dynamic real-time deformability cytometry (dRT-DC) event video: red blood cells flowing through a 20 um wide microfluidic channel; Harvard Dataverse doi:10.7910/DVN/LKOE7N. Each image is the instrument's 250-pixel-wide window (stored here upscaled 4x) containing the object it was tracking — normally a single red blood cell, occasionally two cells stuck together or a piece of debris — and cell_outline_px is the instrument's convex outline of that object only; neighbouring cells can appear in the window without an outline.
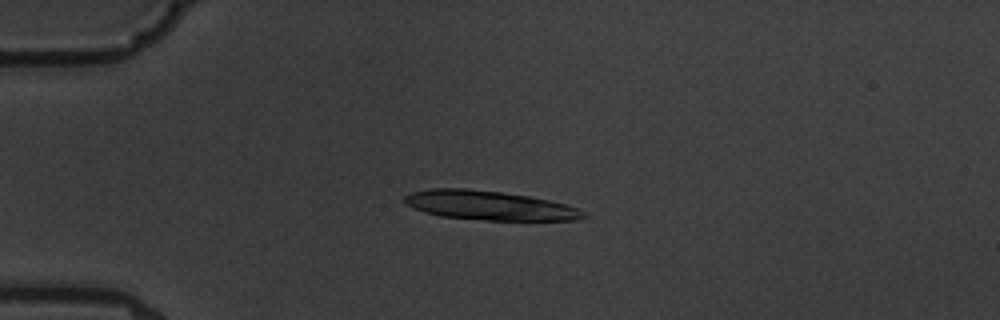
{"species": "common noctule bat (a hibernating species)", "species_latin": "Nyctalus noctula", "temperature_condition": "warm", "stored_images_in_passage": 3, "camera_frame_rate_fps": 3000, "um_per_image_px": 0.085, "animal": {"sex": "male", "body_mass_g": 19.5, "forearm_length_mm": 54.6}, "frame": {"image": 1, "passage_image": 2, "time_ms": 1.0, "image_size_px": [1000, 320], "cell_outline_px": [[588, 216], [576, 220], [488, 220], [440, 216], [424, 212], [404, 204], [404, 196], [412, 192], [432, 188], [464, 188], [500, 192], [528, 196], [548, 200], [564, 204], [588, 212]], "centroid_in_image_um": [41.59, 17.46], "position_along_channel_um": 43.4, "area_um2": 30.35}}